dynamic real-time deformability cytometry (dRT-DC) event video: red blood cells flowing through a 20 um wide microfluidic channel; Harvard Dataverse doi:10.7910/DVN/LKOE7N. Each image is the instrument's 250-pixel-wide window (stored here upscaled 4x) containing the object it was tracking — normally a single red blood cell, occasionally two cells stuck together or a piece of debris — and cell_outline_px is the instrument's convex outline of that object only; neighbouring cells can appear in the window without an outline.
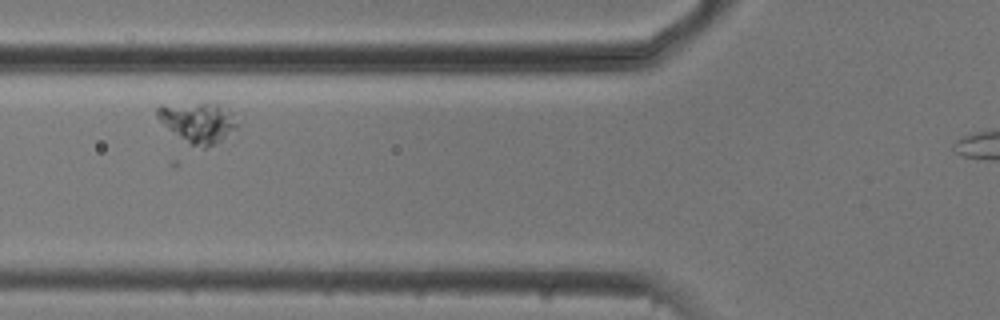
{"species": "common noctule bat (a hibernating species)", "species_latin": "Nyctalus noctula", "temperature_condition": "cold", "stored_images_in_passage": 36, "camera_frame_rate_fps": 3000, "um_per_image_px": 0.085, "animal": {"sex": "male", "body_mass_g": 20.5, "forearm_length_mm": 52.5}, "frame": {"image": 1, "passage_image": 10, "time_ms": 3.0, "image_size_px": [1000, 320], "cell_outline_px": [[240, 124], [236, 128], [216, 144], [204, 148], [188, 144], [164, 124], [156, 116], [156, 108], [160, 104], [220, 104], [232, 112]], "centroid_in_image_um": [16.85, 10.4], "position_along_channel_um": 109.0, "area_um2": 18.67}}
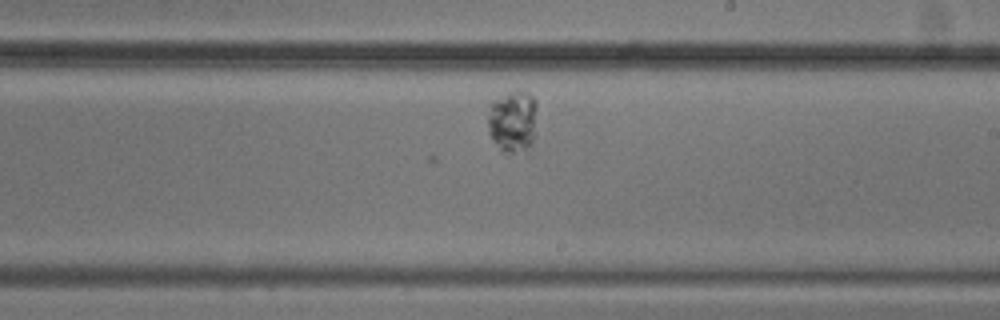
{"frame": {"image": 2, "passage_image": 22, "time_ms": 7.0, "image_size_px": [1000, 320], "cell_outline_px": [[536, 136], [532, 148], [524, 152], [500, 152], [492, 140], [488, 132], [488, 100], [516, 88], [528, 92], [536, 100]], "centroid_in_image_um": [43.58, 10.29], "position_along_channel_um": 245.4, "area_um2": 19.13}}
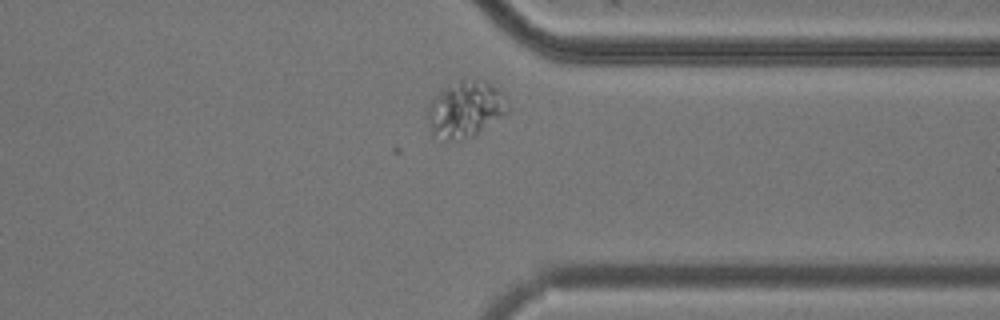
{"frame": {"image": 3, "passage_image": 33, "time_ms": 10.667, "image_size_px": [1000, 320], "cell_outline_px": [[508, 112], [476, 136], [460, 140], [444, 140], [432, 136], [428, 124], [428, 104], [448, 84], [460, 80], [484, 80], [492, 84], [508, 100]], "centroid_in_image_um": [39.56, 9.32], "position_along_channel_um": 371.8, "area_um2": 26.59}}